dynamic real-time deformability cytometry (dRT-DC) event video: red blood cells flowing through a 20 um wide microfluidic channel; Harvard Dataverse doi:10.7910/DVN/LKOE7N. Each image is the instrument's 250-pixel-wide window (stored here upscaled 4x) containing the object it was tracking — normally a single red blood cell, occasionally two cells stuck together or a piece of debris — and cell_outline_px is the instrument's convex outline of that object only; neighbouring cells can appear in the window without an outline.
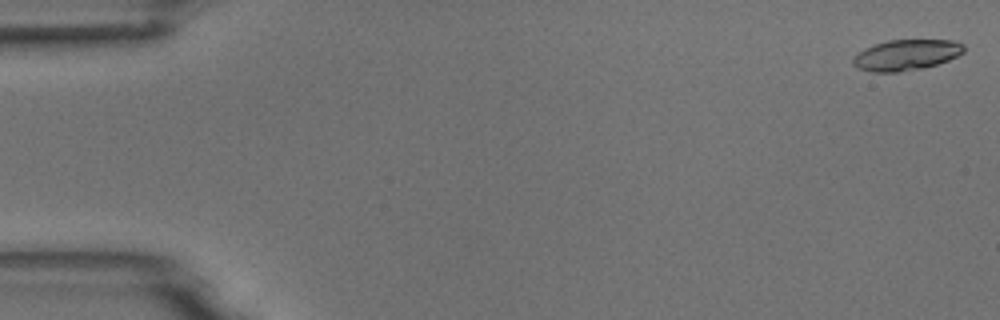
{"species": "common noctule bat (a hibernating species)", "species_latin": "Nyctalus noctula", "temperature_condition": "room temperature", "stored_images_in_passage": 16, "camera_frame_rate_fps": 3000, "um_per_image_px": 0.085, "animal": {"sex": "male", "body_mass_g": 18.8}, "frame": {"image": 1, "passage_image": 1, "time_ms": 0.0, "image_size_px": [1000, 320], "cell_outline_px": [[964, 52], [948, 60], [924, 68], [896, 72], [872, 72], [856, 68], [852, 64], [852, 60], [864, 48], [872, 44], [888, 40], [956, 40], [964, 44]], "centroid_in_image_um": [77.02, 4.67], "position_along_channel_um": 8.0, "area_um2": 19.94}}
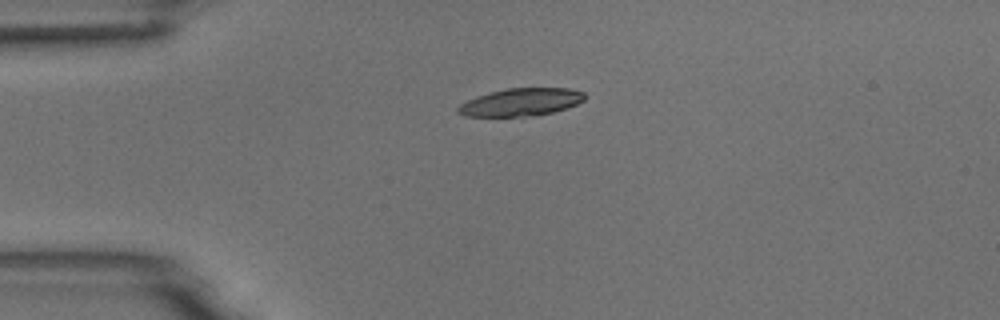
{"frame": {"image": 2, "passage_image": 13, "time_ms": 4.0, "image_size_px": [1000, 320], "cell_outline_px": [[584, 100], [576, 104], [552, 112], [524, 116], [464, 116], [456, 112], [456, 108], [460, 104], [476, 96], [508, 88], [568, 88], [584, 92]], "centroid_in_image_um": [44.24, 8.67], "position_along_channel_um": 40.8, "area_um2": 20.11}}